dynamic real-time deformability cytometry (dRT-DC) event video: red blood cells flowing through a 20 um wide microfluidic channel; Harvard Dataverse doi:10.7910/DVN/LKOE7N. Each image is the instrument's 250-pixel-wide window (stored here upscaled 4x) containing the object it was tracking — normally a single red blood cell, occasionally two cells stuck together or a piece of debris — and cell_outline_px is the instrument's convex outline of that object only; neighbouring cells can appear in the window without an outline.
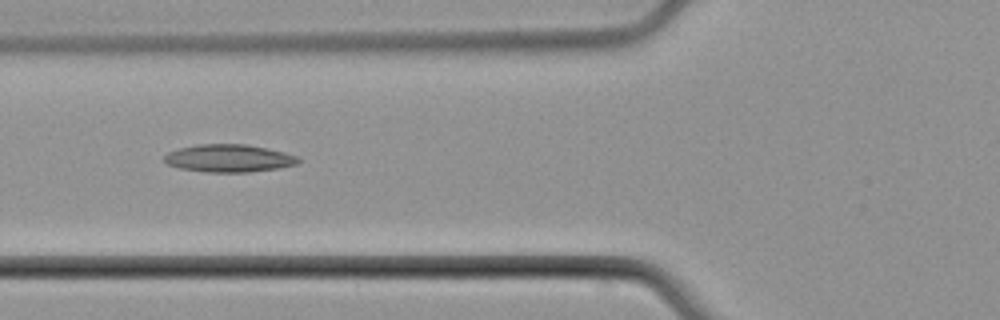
{"species": "common noctule bat (a hibernating species)", "species_latin": "Nyctalus noctula", "temperature_condition": "cold", "stored_images_in_passage": 5, "camera_frame_rate_fps": 3000, "um_per_image_px": 0.085, "animal": {"sex": "male", "body_mass_g": 21.5, "forearm_length_mm": 52.0}, "frame": {"image": 1, "passage_image": 3, "time_ms": 2.667, "image_size_px": [1000, 320], "cell_outline_px": [[300, 160], [296, 164], [280, 168], [248, 172], [204, 172], [180, 168], [168, 164], [164, 160], [164, 156], [168, 152], [180, 148], [196, 144], [244, 144], [284, 152], [296, 156]], "centroid_in_image_um": [19.43, 13.45], "position_along_channel_um": 106.4, "area_um2": 21.44}}
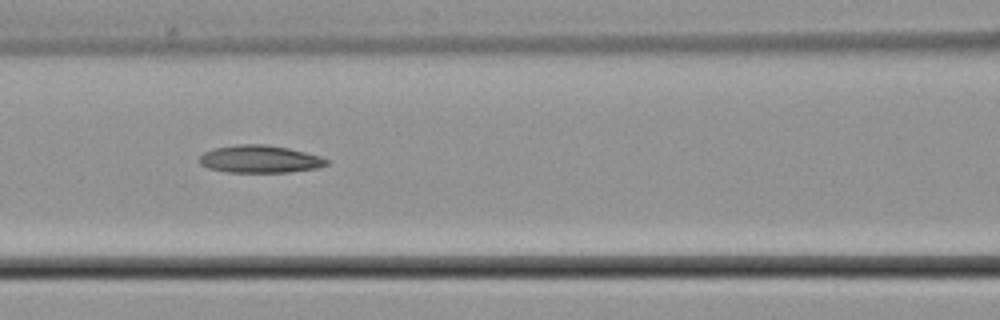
{"frame": {"image": 2, "passage_image": 4, "time_ms": 3.667, "image_size_px": [1000, 320], "cell_outline_px": [[328, 164], [320, 168], [288, 172], [228, 172], [208, 168], [200, 164], [200, 156], [204, 152], [216, 148], [236, 144], [264, 144], [288, 148], [320, 156], [328, 160]], "centroid_in_image_um": [22.1, 13.52], "position_along_channel_um": 144.5, "area_um2": 20.35}}
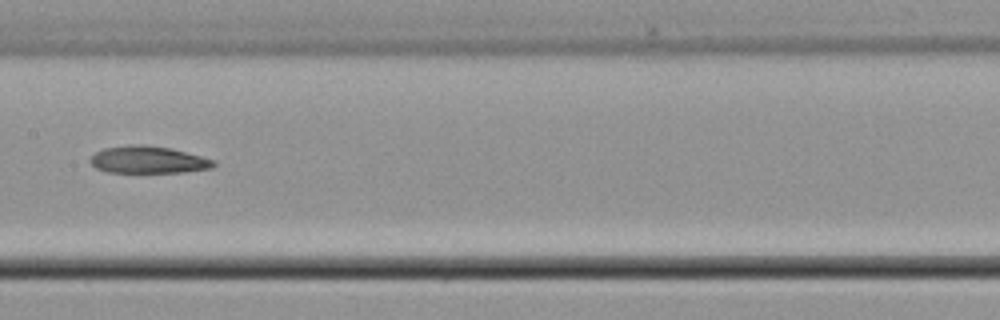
{"frame": {"image": 3, "passage_image": 5, "time_ms": 5.0, "image_size_px": [1000, 320], "cell_outline_px": [[216, 164], [212, 168], [184, 172], [108, 172], [96, 168], [88, 160], [96, 152], [104, 148], [132, 144], [140, 144], [168, 148], [216, 160]], "centroid_in_image_um": [12.58, 13.58], "position_along_channel_um": 194.8, "area_um2": 19.36}}